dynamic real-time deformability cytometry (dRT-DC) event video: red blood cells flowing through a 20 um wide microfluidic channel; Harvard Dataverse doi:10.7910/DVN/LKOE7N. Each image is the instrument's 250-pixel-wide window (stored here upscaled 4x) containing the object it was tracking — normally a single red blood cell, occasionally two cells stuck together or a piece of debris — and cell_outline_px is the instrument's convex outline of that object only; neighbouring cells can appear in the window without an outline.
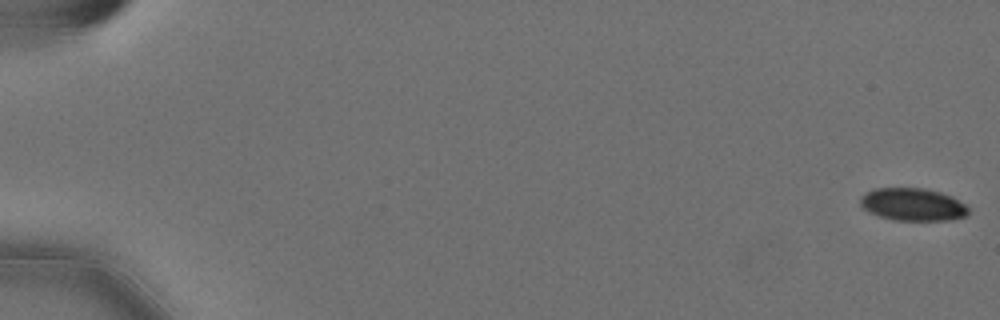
{"species": "Egyptian fruit bat (a non-hibernating species)", "species_latin": "Rousettus aegyptiacus", "temperature_condition": "cold", "stored_images_in_passage": 56, "camera_frame_rate_fps": 3000, "um_per_image_px": 0.085, "animal": {"sex": "female"}, "frame": {"image": 1, "passage_image": 1, "time_ms": 0.0, "image_size_px": [1000, 320], "cell_outline_px": [[968, 212], [964, 216], [948, 220], [892, 220], [868, 212], [860, 204], [860, 196], [864, 192], [876, 188], [924, 188], [940, 192], [952, 196], [964, 204], [968, 208]], "centroid_in_image_um": [77.54, 17.37], "position_along_channel_um": 7.5, "area_um2": 20.52}}
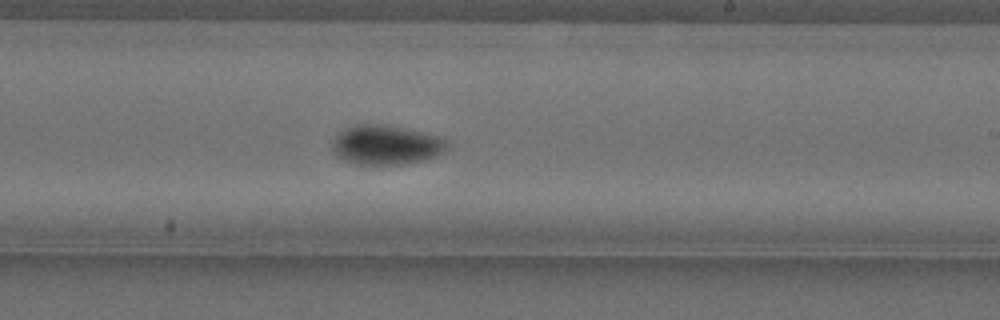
{"frame": {"image": 2, "passage_image": 36, "time_ms": 11.667, "image_size_px": [1000, 320], "cell_outline_px": [[448, 148], [444, 152], [436, 156], [424, 160], [404, 164], [356, 164], [344, 160], [336, 156], [332, 148], [332, 140], [340, 132], [356, 124], [380, 124], [420, 132], [436, 136], [448, 140]], "centroid_in_image_um": [32.81, 12.33], "position_along_channel_um": 256.2, "area_um2": 26.18}}
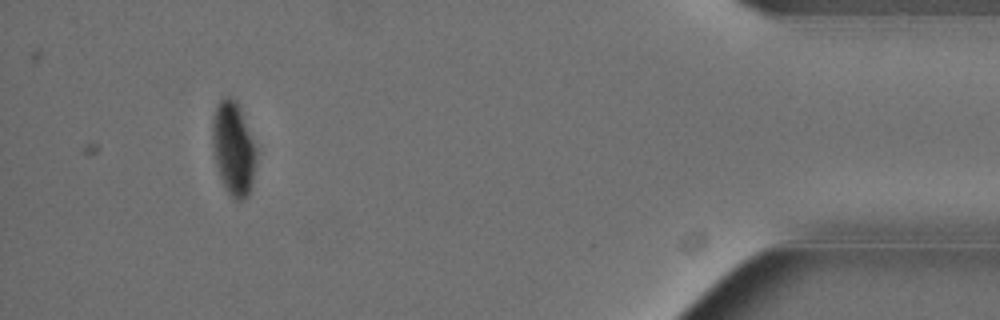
{"frame": {"image": 3, "passage_image": 54, "time_ms": 17.667, "image_size_px": [1000, 320], "cell_outline_px": [[256, 160], [252, 184], [248, 196], [244, 200], [236, 200], [228, 192], [220, 176], [216, 164], [212, 144], [212, 120], [216, 108], [220, 100], [224, 96], [232, 96], [236, 100], [256, 148]], "centroid_in_image_um": [19.83, 12.62], "position_along_channel_um": 415.4, "area_um2": 23.64}}